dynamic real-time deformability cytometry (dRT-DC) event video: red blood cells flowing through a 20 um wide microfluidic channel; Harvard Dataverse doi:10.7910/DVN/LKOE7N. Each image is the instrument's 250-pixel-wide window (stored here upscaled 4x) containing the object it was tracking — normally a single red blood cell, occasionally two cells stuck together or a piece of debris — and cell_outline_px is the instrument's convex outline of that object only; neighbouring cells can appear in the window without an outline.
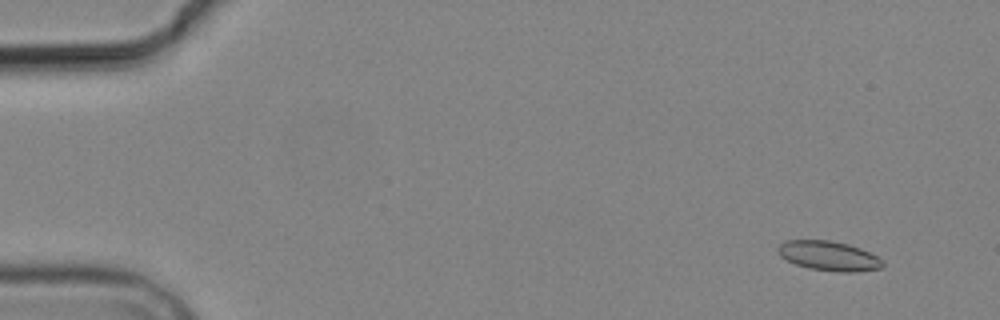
{"species": "common noctule bat (a hibernating species)", "species_latin": "Nyctalus noctula", "temperature_condition": "cold", "stored_images_in_passage": 5, "camera_frame_rate_fps": 3000, "um_per_image_px": 0.085, "animal": {"sex": "male", "body_mass_g": 19.2, "forearm_length_mm": 51.8}, "frame": {"image": 1, "passage_image": 2, "time_ms": 1.0, "image_size_px": [1000, 320], "cell_outline_px": [[884, 268], [856, 272], [840, 272], [808, 268], [796, 264], [780, 256], [776, 252], [776, 248], [784, 240], [828, 240], [848, 244], [860, 248], [884, 260]], "centroid_in_image_um": [70.45, 21.75], "position_along_channel_um": 14.6, "area_um2": 18.21}}
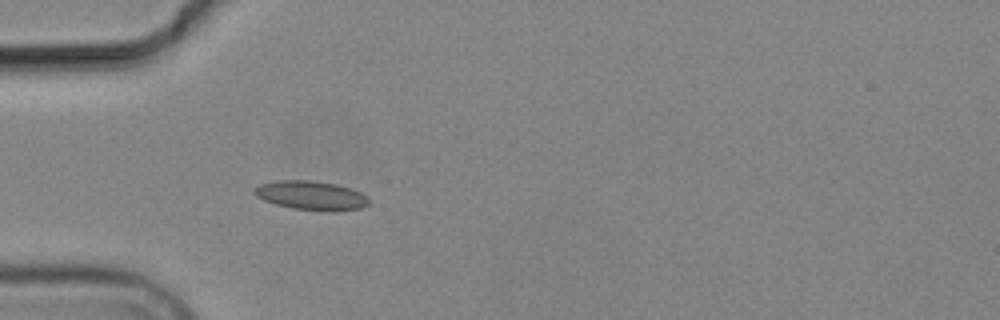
{"frame": {"image": 2, "passage_image": 5, "time_ms": 5.333, "image_size_px": [1000, 320], "cell_outline_px": [[368, 204], [360, 208], [292, 208], [276, 204], [264, 200], [256, 196], [252, 192], [260, 184], [276, 180], [312, 180], [336, 184], [352, 188], [368, 196]], "centroid_in_image_um": [26.39, 16.55], "position_along_channel_um": 58.6, "area_um2": 18.5}}